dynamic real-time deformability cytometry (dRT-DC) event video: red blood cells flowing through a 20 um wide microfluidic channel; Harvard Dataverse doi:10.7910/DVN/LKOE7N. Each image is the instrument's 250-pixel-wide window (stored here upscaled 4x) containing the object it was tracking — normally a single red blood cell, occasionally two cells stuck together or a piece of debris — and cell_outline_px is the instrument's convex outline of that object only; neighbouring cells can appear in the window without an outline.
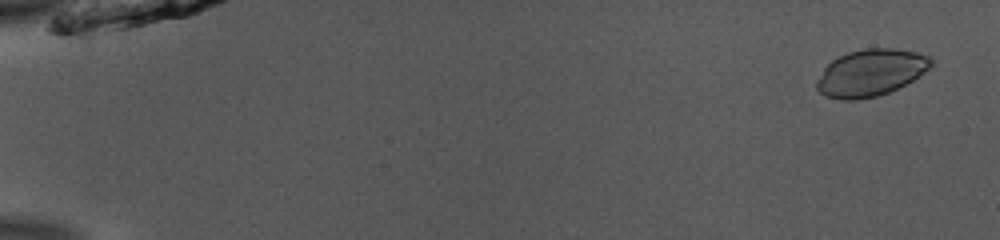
{"species": "common noctule bat (a hibernating species)", "species_latin": "Nyctalus noctula", "temperature_condition": "room temperature", "stored_images_in_passage": 53, "camera_frame_rate_fps": 3000, "um_per_image_px": 0.085, "animal": {"sex": "male", "body_mass_g": 13.0, "forearm_length_mm": 53.1}, "frame": {"image": 1, "passage_image": 3, "time_ms": 0.667, "image_size_px": [1000, 240], "cell_outline_px": [[932, 68], [912, 80], [888, 92], [876, 96], [856, 100], [844, 100], [824, 96], [816, 88], [816, 80], [824, 68], [832, 60], [848, 52], [864, 48], [892, 48], [916, 52], [932, 56]], "centroid_in_image_um": [74.01, 6.17], "position_along_channel_um": 11.0, "area_um2": 31.21}}